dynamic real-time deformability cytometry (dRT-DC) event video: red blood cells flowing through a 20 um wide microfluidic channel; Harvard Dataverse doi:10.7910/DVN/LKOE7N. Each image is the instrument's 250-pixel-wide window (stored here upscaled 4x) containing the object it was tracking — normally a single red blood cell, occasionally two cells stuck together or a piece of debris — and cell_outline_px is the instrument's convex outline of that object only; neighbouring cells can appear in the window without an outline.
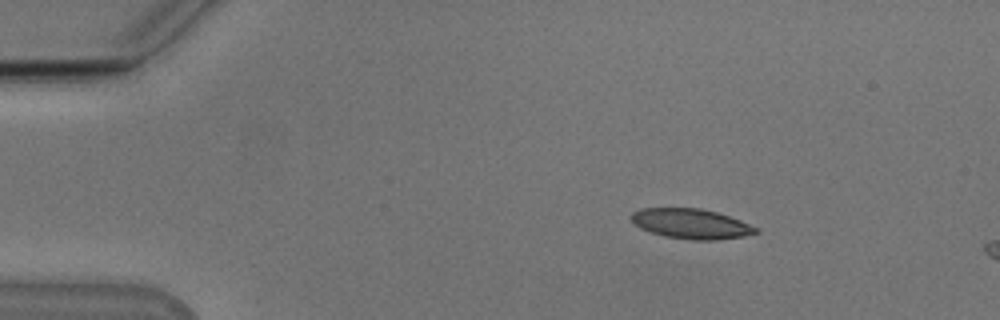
{"species": "Egyptian fruit bat (a non-hibernating species)", "species_latin": "Rousettus aegyptiacus", "temperature_condition": "cold", "stored_images_in_passage": 46, "camera_frame_rate_fps": 3000, "um_per_image_px": 0.085, "animal": {"sex": "male"}, "frame": {"image": 1, "passage_image": 1, "time_ms": 0.0, "image_size_px": [1000, 320], "cell_outline_px": [[760, 232], [744, 236], [716, 240], [692, 240], [664, 236], [640, 228], [628, 216], [632, 212], [640, 208], [700, 208], [716, 212], [740, 220], [756, 228]], "centroid_in_image_um": [58.71, 19.02], "position_along_channel_um": 26.3, "area_um2": 21.68}}
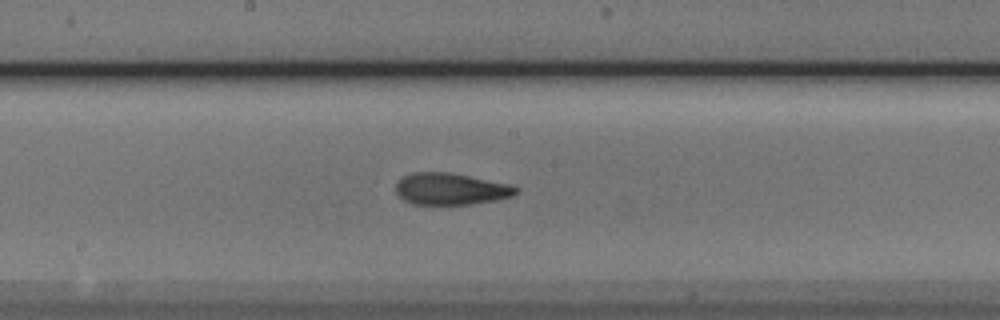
{"frame": {"image": 2, "passage_image": 21, "time_ms": 6.667, "image_size_px": [1000, 320], "cell_outline_px": [[520, 192], [512, 196], [496, 200], [472, 204], [412, 204], [404, 200], [396, 192], [396, 184], [404, 176], [412, 172], [448, 172], [508, 184], [520, 188]], "centroid_in_image_um": [38.33, 16.06], "position_along_channel_um": 209.9, "area_um2": 22.08}}
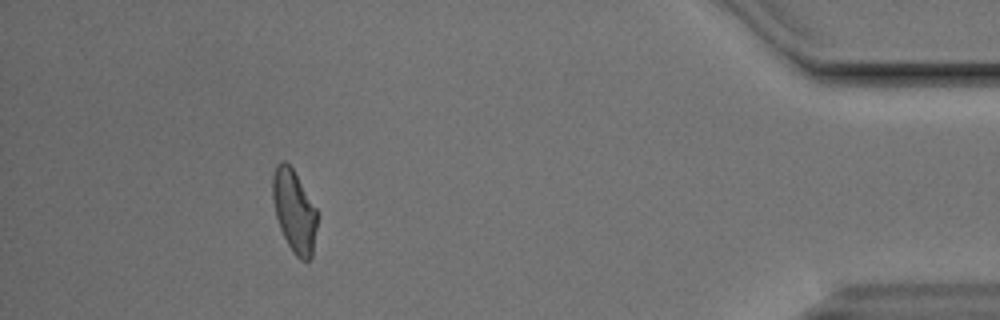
{"frame": {"image": 3, "passage_image": 41, "time_ms": 13.333, "image_size_px": [1000, 320], "cell_outline_px": [[316, 228], [312, 256], [308, 260], [300, 260], [292, 252], [280, 228], [276, 216], [272, 200], [272, 176], [276, 164], [280, 160], [284, 160], [292, 168], [316, 208]], "centroid_in_image_um": [24.98, 17.93], "position_along_channel_um": 410.2, "area_um2": 21.21}, "authors_computed_cell_mechanics": {"area_um2": 22.1085, "velocity_mm_per_s": 3.8324, "shape_relaxation_time_tau1_ms": 8.3975, "shape_relaxation_time_tau2_ms": 2.2933, "deformation_change_tau1": 0.2125, "deformation_change_tau2": 0.0902}}